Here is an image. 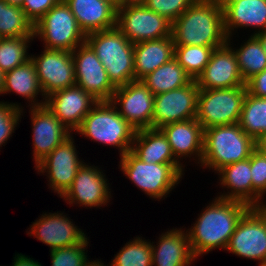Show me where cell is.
I'll return each instance as SVG.
<instances>
[{"label": "cell", "instance_id": "6da1fadb", "mask_svg": "<svg viewBox=\"0 0 266 266\" xmlns=\"http://www.w3.org/2000/svg\"><path fill=\"white\" fill-rule=\"evenodd\" d=\"M250 206L237 200L216 197L201 211L194 225L186 230L197 259L215 249H226L235 228Z\"/></svg>", "mask_w": 266, "mask_h": 266}, {"label": "cell", "instance_id": "7a4b0ae2", "mask_svg": "<svg viewBox=\"0 0 266 266\" xmlns=\"http://www.w3.org/2000/svg\"><path fill=\"white\" fill-rule=\"evenodd\" d=\"M172 37L175 45L224 46L228 37L221 1L197 0L172 23Z\"/></svg>", "mask_w": 266, "mask_h": 266}, {"label": "cell", "instance_id": "3957f363", "mask_svg": "<svg viewBox=\"0 0 266 266\" xmlns=\"http://www.w3.org/2000/svg\"><path fill=\"white\" fill-rule=\"evenodd\" d=\"M257 142L239 124L213 126L204 130L201 167L218 171L224 166L248 159Z\"/></svg>", "mask_w": 266, "mask_h": 266}, {"label": "cell", "instance_id": "277c9868", "mask_svg": "<svg viewBox=\"0 0 266 266\" xmlns=\"http://www.w3.org/2000/svg\"><path fill=\"white\" fill-rule=\"evenodd\" d=\"M85 42L103 64L115 87L135 81L134 44L117 27L89 33Z\"/></svg>", "mask_w": 266, "mask_h": 266}, {"label": "cell", "instance_id": "5b68a950", "mask_svg": "<svg viewBox=\"0 0 266 266\" xmlns=\"http://www.w3.org/2000/svg\"><path fill=\"white\" fill-rule=\"evenodd\" d=\"M75 132L99 144L117 147L122 157L132 149L136 129L110 101H98Z\"/></svg>", "mask_w": 266, "mask_h": 266}, {"label": "cell", "instance_id": "8992f818", "mask_svg": "<svg viewBox=\"0 0 266 266\" xmlns=\"http://www.w3.org/2000/svg\"><path fill=\"white\" fill-rule=\"evenodd\" d=\"M120 170L127 178L153 199L161 200L180 183L184 175L182 163H146L131 150L120 157Z\"/></svg>", "mask_w": 266, "mask_h": 266}, {"label": "cell", "instance_id": "52a82bcc", "mask_svg": "<svg viewBox=\"0 0 266 266\" xmlns=\"http://www.w3.org/2000/svg\"><path fill=\"white\" fill-rule=\"evenodd\" d=\"M34 37L43 41L45 49L69 52L86 40L85 33L64 0L53 6L34 24Z\"/></svg>", "mask_w": 266, "mask_h": 266}, {"label": "cell", "instance_id": "ba28073f", "mask_svg": "<svg viewBox=\"0 0 266 266\" xmlns=\"http://www.w3.org/2000/svg\"><path fill=\"white\" fill-rule=\"evenodd\" d=\"M246 93V86L199 89L196 119L203 130L213 126L237 124Z\"/></svg>", "mask_w": 266, "mask_h": 266}, {"label": "cell", "instance_id": "9c48e42d", "mask_svg": "<svg viewBox=\"0 0 266 266\" xmlns=\"http://www.w3.org/2000/svg\"><path fill=\"white\" fill-rule=\"evenodd\" d=\"M116 27L132 44L172 36V22L144 4L117 5Z\"/></svg>", "mask_w": 266, "mask_h": 266}, {"label": "cell", "instance_id": "30bf717a", "mask_svg": "<svg viewBox=\"0 0 266 266\" xmlns=\"http://www.w3.org/2000/svg\"><path fill=\"white\" fill-rule=\"evenodd\" d=\"M225 250L258 263L266 260V206L244 213Z\"/></svg>", "mask_w": 266, "mask_h": 266}, {"label": "cell", "instance_id": "8fae6325", "mask_svg": "<svg viewBox=\"0 0 266 266\" xmlns=\"http://www.w3.org/2000/svg\"><path fill=\"white\" fill-rule=\"evenodd\" d=\"M154 96L141 80H135L116 87L110 102L118 113L138 130L152 128Z\"/></svg>", "mask_w": 266, "mask_h": 266}, {"label": "cell", "instance_id": "7c38bea8", "mask_svg": "<svg viewBox=\"0 0 266 266\" xmlns=\"http://www.w3.org/2000/svg\"><path fill=\"white\" fill-rule=\"evenodd\" d=\"M74 144V137L71 135L34 166L38 174L39 172L47 174L48 186L60 198L71 187L79 168L84 163V160L78 158V152Z\"/></svg>", "mask_w": 266, "mask_h": 266}, {"label": "cell", "instance_id": "4fadbf2b", "mask_svg": "<svg viewBox=\"0 0 266 266\" xmlns=\"http://www.w3.org/2000/svg\"><path fill=\"white\" fill-rule=\"evenodd\" d=\"M76 85L98 101H110L116 87L92 48L85 42L71 52Z\"/></svg>", "mask_w": 266, "mask_h": 266}, {"label": "cell", "instance_id": "5bb4252c", "mask_svg": "<svg viewBox=\"0 0 266 266\" xmlns=\"http://www.w3.org/2000/svg\"><path fill=\"white\" fill-rule=\"evenodd\" d=\"M199 87L192 80L184 87L154 96L152 128L196 118Z\"/></svg>", "mask_w": 266, "mask_h": 266}, {"label": "cell", "instance_id": "9a60e30c", "mask_svg": "<svg viewBox=\"0 0 266 266\" xmlns=\"http://www.w3.org/2000/svg\"><path fill=\"white\" fill-rule=\"evenodd\" d=\"M107 180L98 166H89V163L84 162L79 168L71 187L61 199L63 198L69 205L79 204L78 206L86 208L105 206L112 199Z\"/></svg>", "mask_w": 266, "mask_h": 266}, {"label": "cell", "instance_id": "2e32d148", "mask_svg": "<svg viewBox=\"0 0 266 266\" xmlns=\"http://www.w3.org/2000/svg\"><path fill=\"white\" fill-rule=\"evenodd\" d=\"M31 60L46 97L55 91L76 85L71 52L44 48L39 56L31 55Z\"/></svg>", "mask_w": 266, "mask_h": 266}, {"label": "cell", "instance_id": "e0dca14e", "mask_svg": "<svg viewBox=\"0 0 266 266\" xmlns=\"http://www.w3.org/2000/svg\"><path fill=\"white\" fill-rule=\"evenodd\" d=\"M63 213H43L27 234L48 245L50 251L83 243L87 239L86 233Z\"/></svg>", "mask_w": 266, "mask_h": 266}, {"label": "cell", "instance_id": "ac0fdd59", "mask_svg": "<svg viewBox=\"0 0 266 266\" xmlns=\"http://www.w3.org/2000/svg\"><path fill=\"white\" fill-rule=\"evenodd\" d=\"M216 48L203 72L195 80L199 89H227L246 86L230 43Z\"/></svg>", "mask_w": 266, "mask_h": 266}, {"label": "cell", "instance_id": "d6986e66", "mask_svg": "<svg viewBox=\"0 0 266 266\" xmlns=\"http://www.w3.org/2000/svg\"><path fill=\"white\" fill-rule=\"evenodd\" d=\"M97 102L82 87L74 85L49 94L44 105L69 131L75 132Z\"/></svg>", "mask_w": 266, "mask_h": 266}, {"label": "cell", "instance_id": "ffe728a7", "mask_svg": "<svg viewBox=\"0 0 266 266\" xmlns=\"http://www.w3.org/2000/svg\"><path fill=\"white\" fill-rule=\"evenodd\" d=\"M29 113L33 131V159L36 166L73 132L69 131L45 105L30 107Z\"/></svg>", "mask_w": 266, "mask_h": 266}, {"label": "cell", "instance_id": "44dd1931", "mask_svg": "<svg viewBox=\"0 0 266 266\" xmlns=\"http://www.w3.org/2000/svg\"><path fill=\"white\" fill-rule=\"evenodd\" d=\"M220 1L223 9L224 30L228 38L232 37L235 30L243 27L245 29L256 28L251 35L266 31V0Z\"/></svg>", "mask_w": 266, "mask_h": 266}, {"label": "cell", "instance_id": "7402d4cb", "mask_svg": "<svg viewBox=\"0 0 266 266\" xmlns=\"http://www.w3.org/2000/svg\"><path fill=\"white\" fill-rule=\"evenodd\" d=\"M160 130L167 138L172 152L179 162L181 159L193 156V160L196 158L198 161L195 163L201 165L204 130L196 118L164 125Z\"/></svg>", "mask_w": 266, "mask_h": 266}, {"label": "cell", "instance_id": "603a6c76", "mask_svg": "<svg viewBox=\"0 0 266 266\" xmlns=\"http://www.w3.org/2000/svg\"><path fill=\"white\" fill-rule=\"evenodd\" d=\"M85 35L116 27L117 4L112 0H64Z\"/></svg>", "mask_w": 266, "mask_h": 266}, {"label": "cell", "instance_id": "cb8c5ba5", "mask_svg": "<svg viewBox=\"0 0 266 266\" xmlns=\"http://www.w3.org/2000/svg\"><path fill=\"white\" fill-rule=\"evenodd\" d=\"M186 229L172 228L152 242V266H190L196 260Z\"/></svg>", "mask_w": 266, "mask_h": 266}, {"label": "cell", "instance_id": "d4e9b609", "mask_svg": "<svg viewBox=\"0 0 266 266\" xmlns=\"http://www.w3.org/2000/svg\"><path fill=\"white\" fill-rule=\"evenodd\" d=\"M219 185L229 191L217 195L221 199L237 200L253 207V186L251 177V156L243 161L228 164L218 170Z\"/></svg>", "mask_w": 266, "mask_h": 266}, {"label": "cell", "instance_id": "484cf974", "mask_svg": "<svg viewBox=\"0 0 266 266\" xmlns=\"http://www.w3.org/2000/svg\"><path fill=\"white\" fill-rule=\"evenodd\" d=\"M173 37L143 41L134 44L135 80H141L161 65L174 58Z\"/></svg>", "mask_w": 266, "mask_h": 266}, {"label": "cell", "instance_id": "4316f807", "mask_svg": "<svg viewBox=\"0 0 266 266\" xmlns=\"http://www.w3.org/2000/svg\"><path fill=\"white\" fill-rule=\"evenodd\" d=\"M131 151L146 163H181L160 129L144 128L135 132Z\"/></svg>", "mask_w": 266, "mask_h": 266}, {"label": "cell", "instance_id": "83f0119b", "mask_svg": "<svg viewBox=\"0 0 266 266\" xmlns=\"http://www.w3.org/2000/svg\"><path fill=\"white\" fill-rule=\"evenodd\" d=\"M11 92L27 99L29 101L28 107H39L45 104L46 96L31 59L4 74L2 95ZM39 94L42 95V98L44 97L40 102L37 100Z\"/></svg>", "mask_w": 266, "mask_h": 266}, {"label": "cell", "instance_id": "f1b7e54d", "mask_svg": "<svg viewBox=\"0 0 266 266\" xmlns=\"http://www.w3.org/2000/svg\"><path fill=\"white\" fill-rule=\"evenodd\" d=\"M191 81L192 78L174 58L141 79L154 95L184 87Z\"/></svg>", "mask_w": 266, "mask_h": 266}, {"label": "cell", "instance_id": "f546056e", "mask_svg": "<svg viewBox=\"0 0 266 266\" xmlns=\"http://www.w3.org/2000/svg\"><path fill=\"white\" fill-rule=\"evenodd\" d=\"M238 124L256 142L263 138L266 135V98L247 92Z\"/></svg>", "mask_w": 266, "mask_h": 266}, {"label": "cell", "instance_id": "4dcf8cb0", "mask_svg": "<svg viewBox=\"0 0 266 266\" xmlns=\"http://www.w3.org/2000/svg\"><path fill=\"white\" fill-rule=\"evenodd\" d=\"M240 48L234 49L242 79L246 82L255 74L266 69V52L259 39L251 35Z\"/></svg>", "mask_w": 266, "mask_h": 266}, {"label": "cell", "instance_id": "1f68e13d", "mask_svg": "<svg viewBox=\"0 0 266 266\" xmlns=\"http://www.w3.org/2000/svg\"><path fill=\"white\" fill-rule=\"evenodd\" d=\"M34 36V25L21 7L0 0V38Z\"/></svg>", "mask_w": 266, "mask_h": 266}, {"label": "cell", "instance_id": "d6a6232c", "mask_svg": "<svg viewBox=\"0 0 266 266\" xmlns=\"http://www.w3.org/2000/svg\"><path fill=\"white\" fill-rule=\"evenodd\" d=\"M216 48L219 47L175 45L174 59L183 67L192 80H196L210 61Z\"/></svg>", "mask_w": 266, "mask_h": 266}, {"label": "cell", "instance_id": "836d02e7", "mask_svg": "<svg viewBox=\"0 0 266 266\" xmlns=\"http://www.w3.org/2000/svg\"><path fill=\"white\" fill-rule=\"evenodd\" d=\"M34 36L0 38V69L5 74L31 59L28 43Z\"/></svg>", "mask_w": 266, "mask_h": 266}, {"label": "cell", "instance_id": "e575fe53", "mask_svg": "<svg viewBox=\"0 0 266 266\" xmlns=\"http://www.w3.org/2000/svg\"><path fill=\"white\" fill-rule=\"evenodd\" d=\"M143 237L129 240L117 252L110 266H152V245ZM145 239V240H144Z\"/></svg>", "mask_w": 266, "mask_h": 266}, {"label": "cell", "instance_id": "d590c367", "mask_svg": "<svg viewBox=\"0 0 266 266\" xmlns=\"http://www.w3.org/2000/svg\"><path fill=\"white\" fill-rule=\"evenodd\" d=\"M251 177L253 186V207H265L266 153H264L259 147H257L251 154Z\"/></svg>", "mask_w": 266, "mask_h": 266}, {"label": "cell", "instance_id": "8d00e7d4", "mask_svg": "<svg viewBox=\"0 0 266 266\" xmlns=\"http://www.w3.org/2000/svg\"><path fill=\"white\" fill-rule=\"evenodd\" d=\"M87 238L83 243L66 248L50 251L52 266H87L90 262L87 258Z\"/></svg>", "mask_w": 266, "mask_h": 266}, {"label": "cell", "instance_id": "74e56055", "mask_svg": "<svg viewBox=\"0 0 266 266\" xmlns=\"http://www.w3.org/2000/svg\"><path fill=\"white\" fill-rule=\"evenodd\" d=\"M23 108L20 103L18 105L13 102L0 101V149L7 143L12 133H15L14 130L24 112Z\"/></svg>", "mask_w": 266, "mask_h": 266}, {"label": "cell", "instance_id": "f35d334b", "mask_svg": "<svg viewBox=\"0 0 266 266\" xmlns=\"http://www.w3.org/2000/svg\"><path fill=\"white\" fill-rule=\"evenodd\" d=\"M197 0H146L143 4L170 22H174L189 6Z\"/></svg>", "mask_w": 266, "mask_h": 266}, {"label": "cell", "instance_id": "ab89813d", "mask_svg": "<svg viewBox=\"0 0 266 266\" xmlns=\"http://www.w3.org/2000/svg\"><path fill=\"white\" fill-rule=\"evenodd\" d=\"M61 0H24L22 9L33 25Z\"/></svg>", "mask_w": 266, "mask_h": 266}, {"label": "cell", "instance_id": "60d3db41", "mask_svg": "<svg viewBox=\"0 0 266 266\" xmlns=\"http://www.w3.org/2000/svg\"><path fill=\"white\" fill-rule=\"evenodd\" d=\"M245 85L249 94L266 98V69L248 79Z\"/></svg>", "mask_w": 266, "mask_h": 266}, {"label": "cell", "instance_id": "b9f144b4", "mask_svg": "<svg viewBox=\"0 0 266 266\" xmlns=\"http://www.w3.org/2000/svg\"><path fill=\"white\" fill-rule=\"evenodd\" d=\"M14 262L11 266H42L41 263L31 259L28 256H25L23 254H15Z\"/></svg>", "mask_w": 266, "mask_h": 266}, {"label": "cell", "instance_id": "7bdbcfd3", "mask_svg": "<svg viewBox=\"0 0 266 266\" xmlns=\"http://www.w3.org/2000/svg\"><path fill=\"white\" fill-rule=\"evenodd\" d=\"M263 46V50L266 52V31L260 32L255 35Z\"/></svg>", "mask_w": 266, "mask_h": 266}, {"label": "cell", "instance_id": "ee69618b", "mask_svg": "<svg viewBox=\"0 0 266 266\" xmlns=\"http://www.w3.org/2000/svg\"><path fill=\"white\" fill-rule=\"evenodd\" d=\"M257 147L266 153V135L257 142Z\"/></svg>", "mask_w": 266, "mask_h": 266}, {"label": "cell", "instance_id": "f6af8a7d", "mask_svg": "<svg viewBox=\"0 0 266 266\" xmlns=\"http://www.w3.org/2000/svg\"><path fill=\"white\" fill-rule=\"evenodd\" d=\"M7 4L22 8L24 0H4Z\"/></svg>", "mask_w": 266, "mask_h": 266}, {"label": "cell", "instance_id": "bcb514c9", "mask_svg": "<svg viewBox=\"0 0 266 266\" xmlns=\"http://www.w3.org/2000/svg\"><path fill=\"white\" fill-rule=\"evenodd\" d=\"M87 266H110L108 265H104L103 262H101L99 259L98 260H90V262L87 264Z\"/></svg>", "mask_w": 266, "mask_h": 266}, {"label": "cell", "instance_id": "7dc6e473", "mask_svg": "<svg viewBox=\"0 0 266 266\" xmlns=\"http://www.w3.org/2000/svg\"><path fill=\"white\" fill-rule=\"evenodd\" d=\"M146 0H123V4H143Z\"/></svg>", "mask_w": 266, "mask_h": 266}, {"label": "cell", "instance_id": "c3c4849f", "mask_svg": "<svg viewBox=\"0 0 266 266\" xmlns=\"http://www.w3.org/2000/svg\"><path fill=\"white\" fill-rule=\"evenodd\" d=\"M3 85H4V73L0 69V95L3 92Z\"/></svg>", "mask_w": 266, "mask_h": 266}, {"label": "cell", "instance_id": "681fc988", "mask_svg": "<svg viewBox=\"0 0 266 266\" xmlns=\"http://www.w3.org/2000/svg\"><path fill=\"white\" fill-rule=\"evenodd\" d=\"M117 5H123V0H112Z\"/></svg>", "mask_w": 266, "mask_h": 266}, {"label": "cell", "instance_id": "f907efd6", "mask_svg": "<svg viewBox=\"0 0 266 266\" xmlns=\"http://www.w3.org/2000/svg\"><path fill=\"white\" fill-rule=\"evenodd\" d=\"M258 264H259L258 266H266V260H264V261H262V262H260Z\"/></svg>", "mask_w": 266, "mask_h": 266}]
</instances>
